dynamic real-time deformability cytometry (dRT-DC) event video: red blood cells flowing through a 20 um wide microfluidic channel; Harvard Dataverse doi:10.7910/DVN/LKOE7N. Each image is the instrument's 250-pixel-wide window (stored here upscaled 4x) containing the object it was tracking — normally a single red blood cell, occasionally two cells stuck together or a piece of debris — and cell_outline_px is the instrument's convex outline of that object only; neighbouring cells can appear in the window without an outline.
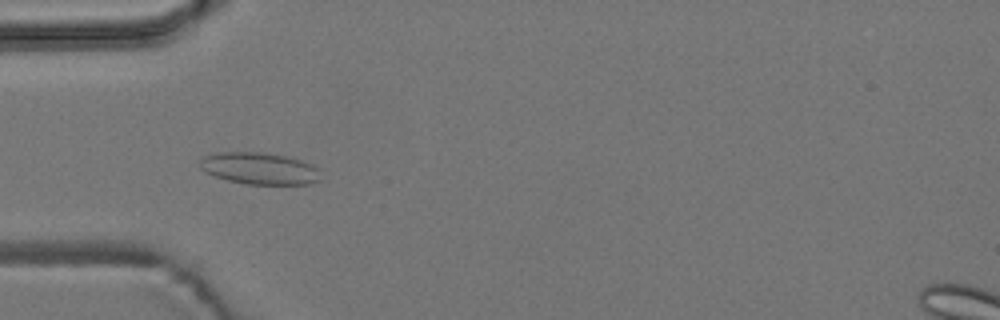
{"species": "common noctule bat (a hibernating species)", "species_latin": "Nyctalus noctula", "temperature_condition": "room temperature", "stored_images_in_passage": 55, "camera_frame_rate_fps": 3000, "um_per_image_px": 0.085, "animal": {"sex": "male", "body_mass_g": 19.2, "forearm_length_mm": 51.8}, "frame": {"image": 1, "passage_image": 17, "time_ms": 5.333, "image_size_px": [1000, 320], "cell_outline_px": [[320, 180], [312, 184], [244, 184], [228, 180], [204, 172], [200, 168], [200, 160], [204, 156], [216, 152], [264, 152], [284, 156], [300, 160], [312, 164], [316, 168]], "centroid_in_image_um": [22.02, 14.31], "position_along_channel_um": 63.0, "area_um2": 22.37}}
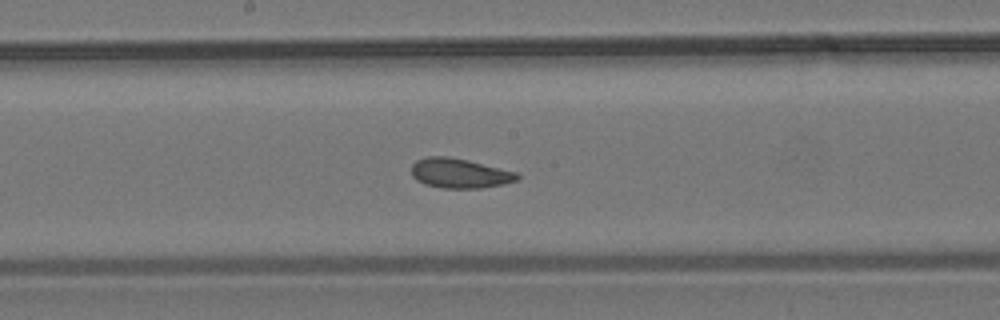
{"frame": {"image": 2, "passage_image": 29, "time_ms": 9.333, "image_size_px": [1000, 320], "cell_outline_px": [[520, 176], [516, 180], [504, 184], [480, 188], [444, 188], [424, 184], [416, 180], [412, 176], [412, 164], [416, 160], [428, 156], [448, 156], [468, 160], [516, 172]], "centroid_in_image_um": [39.04, 14.72], "position_along_channel_um": 209.2, "area_um2": 18.26}}
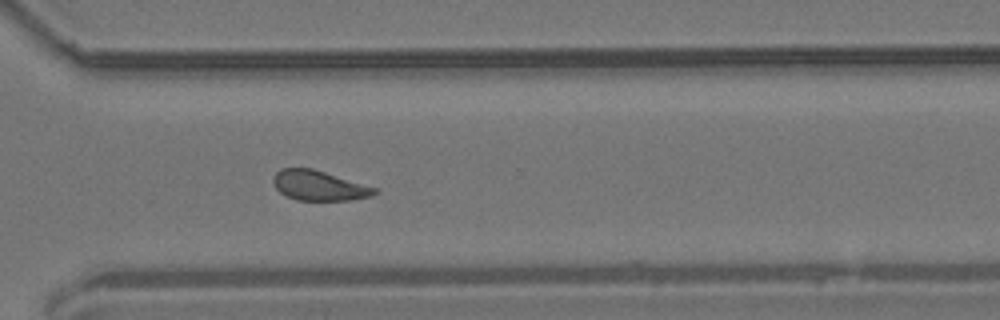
{"frame": {"image": 3, "passage_image": 40, "time_ms": 13.0, "image_size_px": [1000, 320], "cell_outline_px": [[380, 192], [372, 196], [348, 200], [296, 200], [280, 192], [276, 188], [272, 180], [272, 176], [280, 168], [312, 168], [376, 188]], "centroid_in_image_um": [27.09, 15.77], "position_along_channel_um": 343.5, "area_um2": 17.57}, "authors_computed_cell_mechanics": {"area_um2": 18.5538, "velocity_mm_per_s": 3.6798, "shape_relaxation_time_tau1_ms": null, "shape_relaxation_time_tau2_ms": 2.542, "deformation_change_tau1": null, "deformation_change_tau2": 0.0944}}